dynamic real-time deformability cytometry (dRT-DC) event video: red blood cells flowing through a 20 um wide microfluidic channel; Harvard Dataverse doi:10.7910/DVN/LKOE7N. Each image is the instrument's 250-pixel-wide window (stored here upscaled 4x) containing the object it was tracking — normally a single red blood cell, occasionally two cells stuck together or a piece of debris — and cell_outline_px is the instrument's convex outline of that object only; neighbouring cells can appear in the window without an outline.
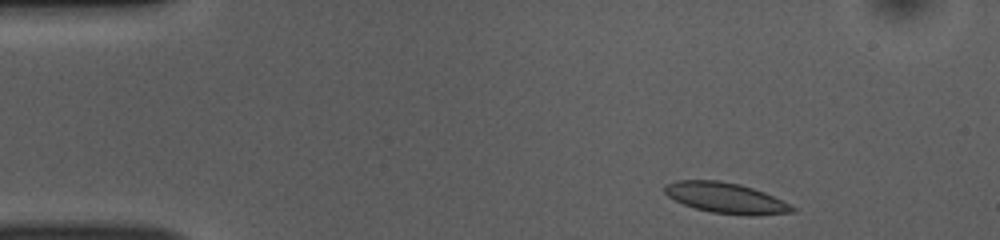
{"species": "common noctule bat (a hibernating species)", "species_latin": "Nyctalus noctula", "temperature_condition": "room temperature", "stored_images_in_passage": 47, "camera_frame_rate_fps": 3000, "um_per_image_px": 0.085, "animal": {"sex": "female", "body_mass_g": 10.0, "forearm_length_mm": 53.1}, "frame": {"image": 1, "passage_image": 2, "time_ms": 0.333, "image_size_px": [1000, 240], "cell_outline_px": [[796, 212], [756, 216], [748, 216], [712, 212], [696, 208], [684, 204], [668, 196], [664, 192], [664, 184], [680, 180], [720, 180], [740, 184], [764, 192], [796, 208]], "centroid_in_image_um": [61.7, 16.83], "position_along_channel_um": 23.3, "area_um2": 22.66}}
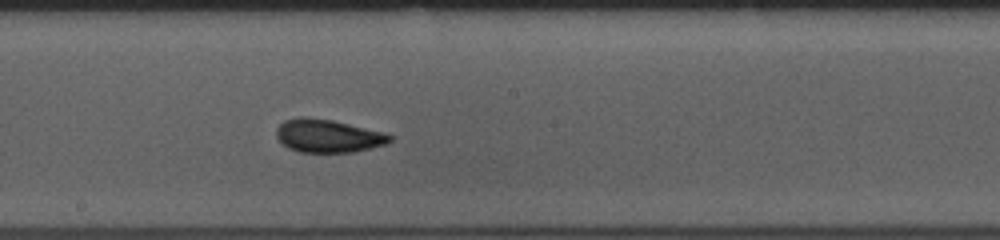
{"frame": {"image": 2, "passage_image": 23, "time_ms": 7.333, "image_size_px": [1000, 240], "cell_outline_px": [[392, 140], [388, 144], [352, 152], [300, 152], [288, 148], [276, 136], [276, 128], [284, 120], [300, 116], [308, 116], [332, 120], [384, 132], [392, 136]], "centroid_in_image_um": [27.87, 11.54], "position_along_channel_um": 220.3, "area_um2": 21.96}}
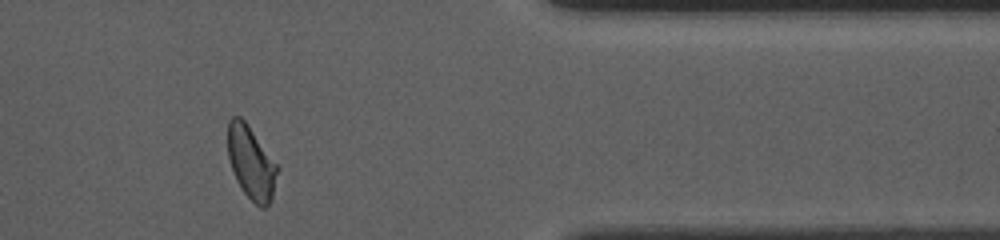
{"frame": {"image": 3, "passage_image": 38, "time_ms": 12.333, "image_size_px": [1000, 240], "cell_outline_px": [[280, 168], [272, 200], [264, 208], [260, 208], [244, 192], [236, 180], [228, 156], [228, 120], [232, 116], [240, 116], [248, 124]], "centroid_in_image_um": [21.37, 13.83], "position_along_channel_um": 390.0, "area_um2": 21.21}, "authors_computed_cell_mechanics": {"area_um2": 21.7328, "velocity_mm_per_s": 3.8243, "shape_relaxation_time_tau1_ms": 5.0919, "shape_relaxation_time_tau2_ms": 2.1468, "deformation_change_tau1": 0.1271, "deformation_change_tau2": 0.0575}}